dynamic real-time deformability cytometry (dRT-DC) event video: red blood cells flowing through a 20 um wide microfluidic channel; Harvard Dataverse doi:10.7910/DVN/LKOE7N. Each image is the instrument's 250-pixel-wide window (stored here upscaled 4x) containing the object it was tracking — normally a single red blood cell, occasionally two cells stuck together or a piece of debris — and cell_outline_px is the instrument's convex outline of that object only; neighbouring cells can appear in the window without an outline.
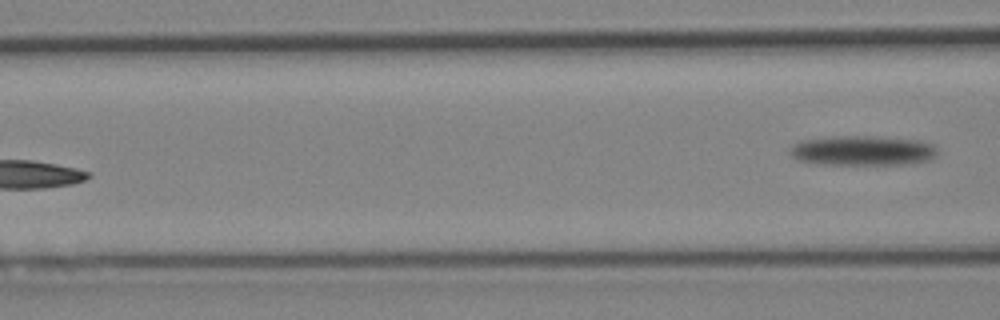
{"species": "Egyptian fruit bat (a non-hibernating species)", "species_latin": "Rousettus aegyptiacus", "temperature_condition": "cold", "stored_images_in_passage": 7, "camera_frame_rate_fps": 3000, "um_per_image_px": 0.085, "animal": {"sex": "female"}, "frame": {"image": 1, "passage_image": 7, "time_ms": 7.0, "image_size_px": [1000, 320], "cell_outline_px": [[936, 156], [928, 160], [908, 164], [820, 164], [800, 160], [792, 156], [792, 148], [800, 140], [836, 136], [864, 136], [920, 140], [932, 144], [936, 148]], "centroid_in_image_um": [73.36, 12.8], "position_along_channel_um": 93.2, "area_um2": 25.26}}